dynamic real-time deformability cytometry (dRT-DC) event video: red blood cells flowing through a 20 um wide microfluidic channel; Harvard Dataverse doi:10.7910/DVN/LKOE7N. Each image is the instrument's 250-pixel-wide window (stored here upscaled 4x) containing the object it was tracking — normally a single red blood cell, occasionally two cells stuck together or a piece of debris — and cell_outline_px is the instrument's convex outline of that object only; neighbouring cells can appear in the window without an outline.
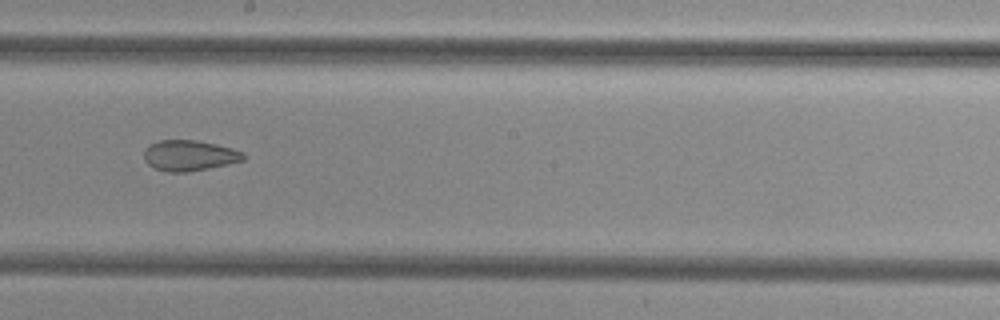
{"species": "common noctule bat (a hibernating species)", "species_latin": "Nyctalus noctula", "temperature_condition": "cold", "stored_images_in_passage": 39, "camera_frame_rate_fps": 3000, "um_per_image_px": 0.085, "animal": {"sex": "female", "body_mass_g": 29.2, "forearm_length_mm": 56.3}, "frame": {"image": 1, "passage_image": 17, "time_ms": 5.333, "image_size_px": [1000, 320], "cell_outline_px": [[244, 160], [208, 168], [184, 172], [168, 172], [152, 168], [144, 160], [144, 148], [160, 140], [196, 140], [216, 144], [232, 148], [244, 152]], "centroid_in_image_um": [16.06, 13.22], "position_along_channel_um": 232.1, "area_um2": 17.69}}